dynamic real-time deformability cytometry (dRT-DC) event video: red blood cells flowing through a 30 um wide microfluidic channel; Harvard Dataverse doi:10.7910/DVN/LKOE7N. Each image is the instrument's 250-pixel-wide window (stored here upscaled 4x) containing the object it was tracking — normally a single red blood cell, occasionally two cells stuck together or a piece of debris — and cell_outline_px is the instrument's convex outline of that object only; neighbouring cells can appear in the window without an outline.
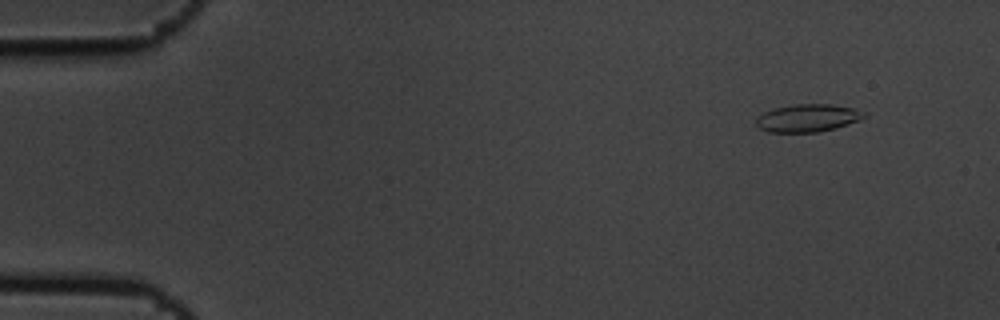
{"species": "common noctule bat (a hibernating species)", "species_latin": "Nyctalus noctula", "temperature_condition": "cold", "stored_images_in_passage": 4, "camera_frame_rate_fps": 3000, "um_per_image_px": 0.085, "animal": {"sex": "male", "body_mass_g": 19.5, "forearm_length_mm": 54.6}, "frame": {"image": 1, "passage_image": 2, "time_ms": 0.333, "image_size_px": [1000, 320], "cell_outline_px": [[868, 116], [860, 120], [836, 128], [816, 132], [768, 132], [760, 128], [756, 124], [756, 116], [772, 108], [792, 104], [832, 104], [856, 108], [868, 112]], "centroid_in_image_um": [68.69, 10.01], "position_along_channel_um": 16.3, "area_um2": 17.8}}